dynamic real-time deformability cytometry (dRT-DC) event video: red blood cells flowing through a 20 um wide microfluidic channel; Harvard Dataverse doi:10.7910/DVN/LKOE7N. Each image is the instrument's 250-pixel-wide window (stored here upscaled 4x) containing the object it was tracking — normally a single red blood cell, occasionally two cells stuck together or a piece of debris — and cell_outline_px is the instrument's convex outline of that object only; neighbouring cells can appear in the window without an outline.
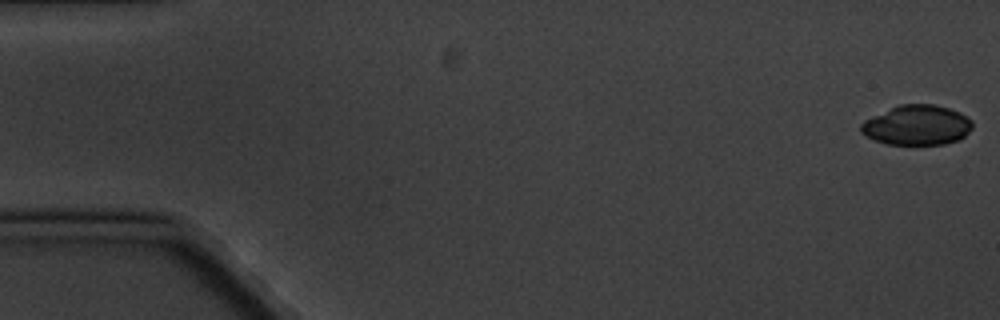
{"species": "common noctule bat (a hibernating species)", "species_latin": "Nyctalus noctula", "temperature_condition": "cold", "stored_images_in_passage": 8, "camera_frame_rate_fps": 3000, "um_per_image_px": 0.085, "animal": {"sex": "male", "body_mass_g": 20.1, "forearm_length_mm": 53.5}, "frame": {"image": 1, "passage_image": 1, "time_ms": 0.0, "image_size_px": [1000, 320], "cell_outline_px": [[972, 128], [964, 136], [956, 140], [944, 144], [884, 144], [860, 132], [860, 124], [864, 120], [900, 104], [932, 104], [948, 108], [960, 112], [972, 120]], "centroid_in_image_um": [77.94, 10.63], "position_along_channel_um": 7.1, "area_um2": 25.72}}
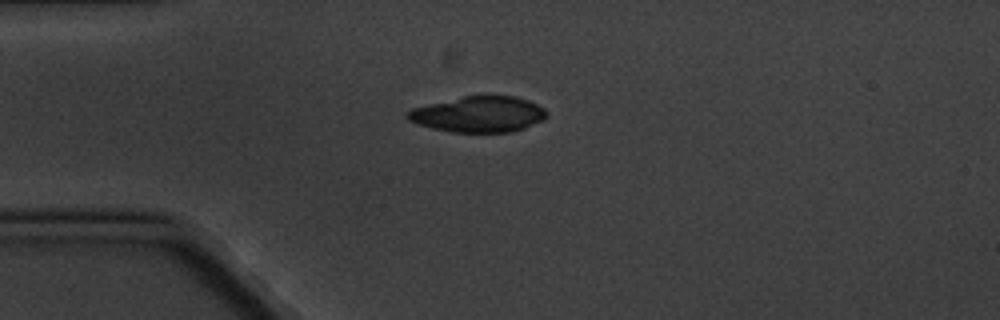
{"frame": {"image": 2, "passage_image": 5, "time_ms": 4.667, "image_size_px": [1000, 320], "cell_outline_px": [[548, 116], [544, 120], [524, 128], [512, 132], [452, 132], [432, 128], [408, 120], [404, 116], [404, 112], [412, 108], [464, 96], [516, 96], [528, 100], [544, 108], [548, 112]], "centroid_in_image_um": [40.7, 9.72], "position_along_channel_um": 44.3, "area_um2": 29.07}}